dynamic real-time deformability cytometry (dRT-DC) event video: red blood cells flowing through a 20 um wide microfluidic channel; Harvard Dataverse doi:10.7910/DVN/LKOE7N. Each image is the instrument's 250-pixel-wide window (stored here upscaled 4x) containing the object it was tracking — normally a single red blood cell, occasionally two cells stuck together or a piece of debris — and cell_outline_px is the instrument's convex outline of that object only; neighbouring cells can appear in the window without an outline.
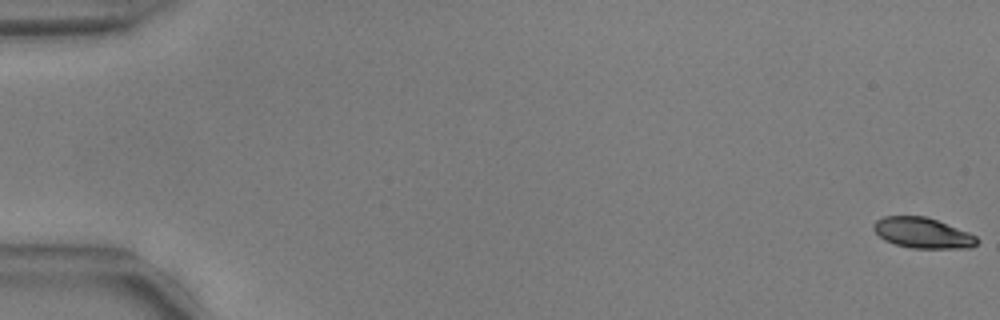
{"species": "common noctule bat (a hibernating species)", "species_latin": "Nyctalus noctula", "temperature_condition": "warm", "stored_images_in_passage": 56, "camera_frame_rate_fps": 3000, "um_per_image_px": 0.085, "animal": {"sex": "male", "body_mass_g": 17.9, "forearm_length_mm": 54.2}, "frame": {"image": 1, "passage_image": 1, "time_ms": 0.0, "image_size_px": [1000, 320], "cell_outline_px": [[980, 240], [972, 248], [912, 248], [896, 244], [884, 240], [872, 228], [872, 224], [876, 220], [884, 216], [924, 216], [936, 220], [968, 232], [976, 236]], "centroid_in_image_um": [78.42, 19.8], "position_along_channel_um": 6.6, "area_um2": 18.32}}
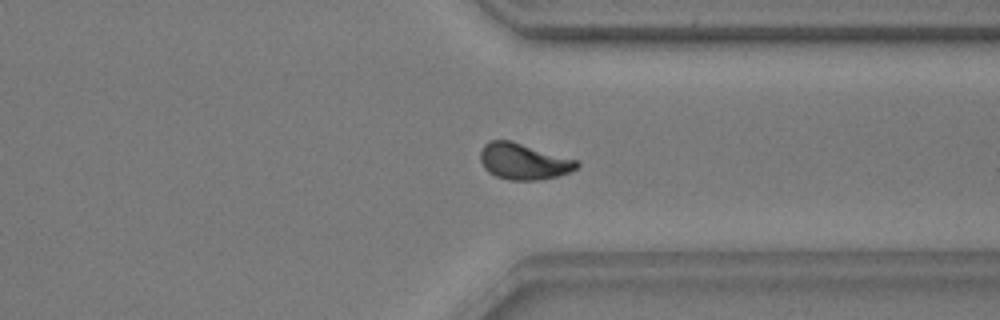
{"frame": {"image": 2, "passage_image": 43, "time_ms": 14.0, "image_size_px": [1000, 320], "cell_outline_px": [[580, 164], [576, 168], [568, 172], [556, 176], [540, 180], [508, 180], [496, 176], [488, 172], [484, 168], [480, 160], [480, 152], [484, 144], [488, 140], [512, 140], [580, 160]], "centroid_in_image_um": [44.51, 13.7], "position_along_channel_um": 366.9, "area_um2": 20.69}}
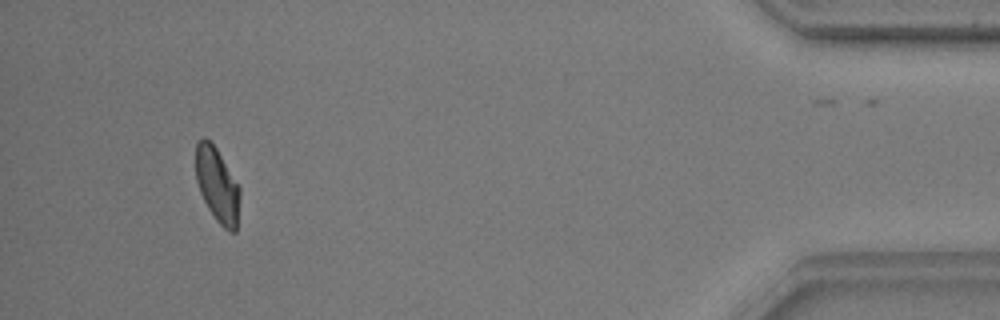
{"frame": {"image": 3, "passage_image": 52, "time_ms": 17.0, "image_size_px": [1000, 320], "cell_outline_px": [[240, 196], [236, 232], [228, 232], [216, 220], [208, 208], [200, 192], [196, 180], [196, 140], [204, 136], [216, 148], [240, 188]], "centroid_in_image_um": [18.46, 15.73], "position_along_channel_um": 416.7, "area_um2": 19.07}, "authors_computed_cell_mechanics": {"area_um2": 19.6231, "velocity_mm_per_s": 3.7423, "shape_relaxation_time_tau1_ms": 4.8862, "shape_relaxation_time_tau2_ms": 2.2944, "deformation_change_tau1": 0.1586, "deformation_change_tau2": 0.0699}}